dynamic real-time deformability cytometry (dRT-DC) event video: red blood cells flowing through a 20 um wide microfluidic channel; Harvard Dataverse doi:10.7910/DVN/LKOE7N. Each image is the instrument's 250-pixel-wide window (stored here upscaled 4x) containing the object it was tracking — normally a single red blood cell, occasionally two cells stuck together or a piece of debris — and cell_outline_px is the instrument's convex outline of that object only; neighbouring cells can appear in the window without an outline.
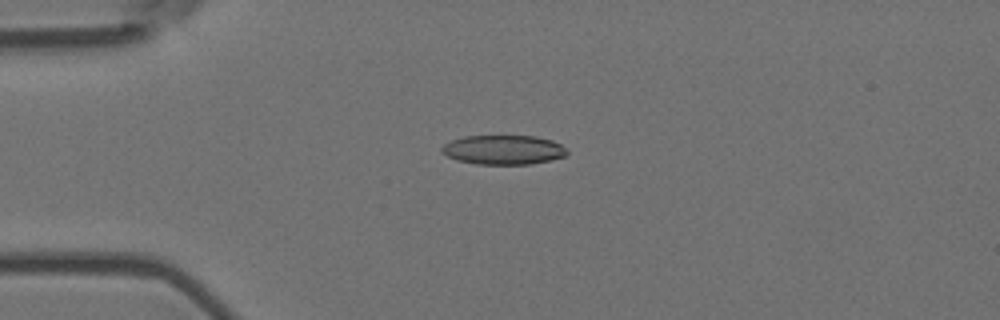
{"species": "Egyptian fruit bat (a non-hibernating species)", "species_latin": "Rousettus aegyptiacus", "temperature_condition": "room temperature", "stored_images_in_passage": 5, "camera_frame_rate_fps": 3000, "um_per_image_px": 0.085, "animal": {"sex": "female"}, "frame": {"image": 1, "passage_image": 4, "time_ms": 1.0, "image_size_px": [1000, 320], "cell_outline_px": [[568, 156], [528, 164], [476, 164], [456, 160], [440, 152], [440, 148], [444, 144], [452, 140], [464, 136], [536, 136], [552, 140], [560, 144], [568, 152]], "centroid_in_image_um": [42.77, 12.73], "position_along_channel_um": 42.2, "area_um2": 21.44}}